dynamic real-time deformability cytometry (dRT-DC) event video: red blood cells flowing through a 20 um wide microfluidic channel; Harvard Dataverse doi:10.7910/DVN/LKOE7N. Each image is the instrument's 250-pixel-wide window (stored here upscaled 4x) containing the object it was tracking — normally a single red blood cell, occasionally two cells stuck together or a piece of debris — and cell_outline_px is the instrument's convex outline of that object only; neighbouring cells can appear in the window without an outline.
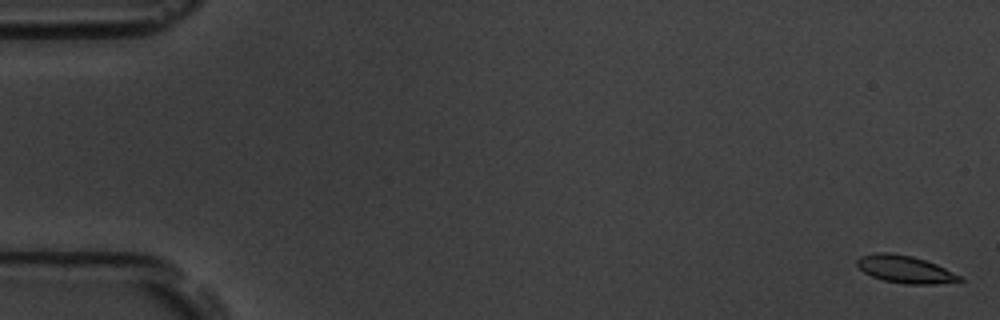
{"species": "common noctule bat (a hibernating species)", "species_latin": "Nyctalus noctula", "temperature_condition": "room temperature", "stored_images_in_passage": 12, "camera_frame_rate_fps": 3000, "um_per_image_px": 0.085, "animal": {"sex": "male", "body_mass_g": 19.5, "forearm_length_mm": 54.6}, "frame": {"image": 1, "passage_image": 1, "time_ms": 0.0, "image_size_px": [1000, 320], "cell_outline_px": [[964, 280], [936, 284], [904, 284], [884, 280], [872, 276], [864, 272], [856, 264], [856, 260], [860, 256], [876, 252], [888, 252], [912, 256], [936, 264], [960, 276]], "centroid_in_image_um": [76.89, 22.88], "position_along_channel_um": 8.1, "area_um2": 16.24}}
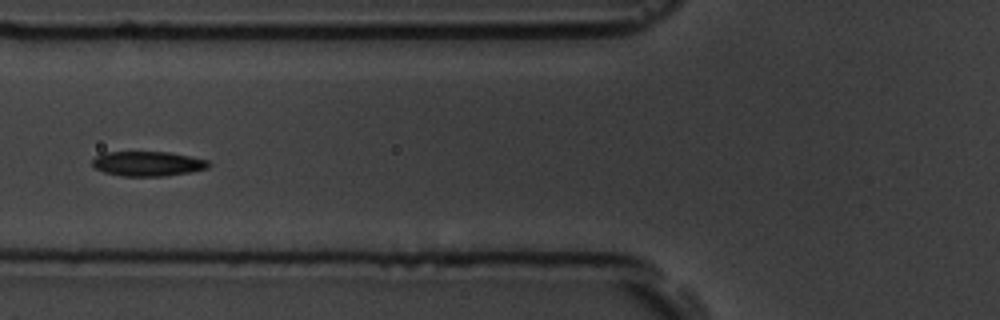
{"frame": {"image": 2, "passage_image": 7, "time_ms": 7.0, "image_size_px": [1000, 320], "cell_outline_px": [[212, 164], [208, 168], [188, 172], [164, 176], [120, 176], [104, 172], [96, 168], [92, 164], [92, 160], [96, 156], [104, 152], [168, 152], [208, 160]], "centroid_in_image_um": [12.55, 13.91], "position_along_channel_um": 113.2, "area_um2": 16.7}}
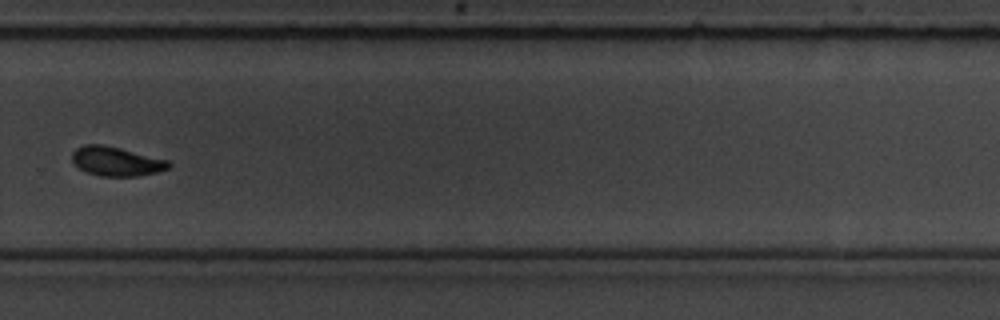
{"frame": {"image": 3, "passage_image": 12, "time_ms": 12.667, "image_size_px": [1000, 320], "cell_outline_px": [[172, 164], [168, 168], [156, 172], [140, 176], [100, 176], [88, 172], [80, 168], [72, 160], [72, 152], [76, 148], [84, 144], [104, 144], [168, 160]], "centroid_in_image_um": [9.88, 13.7], "position_along_channel_um": 319.9, "area_um2": 16.36}}